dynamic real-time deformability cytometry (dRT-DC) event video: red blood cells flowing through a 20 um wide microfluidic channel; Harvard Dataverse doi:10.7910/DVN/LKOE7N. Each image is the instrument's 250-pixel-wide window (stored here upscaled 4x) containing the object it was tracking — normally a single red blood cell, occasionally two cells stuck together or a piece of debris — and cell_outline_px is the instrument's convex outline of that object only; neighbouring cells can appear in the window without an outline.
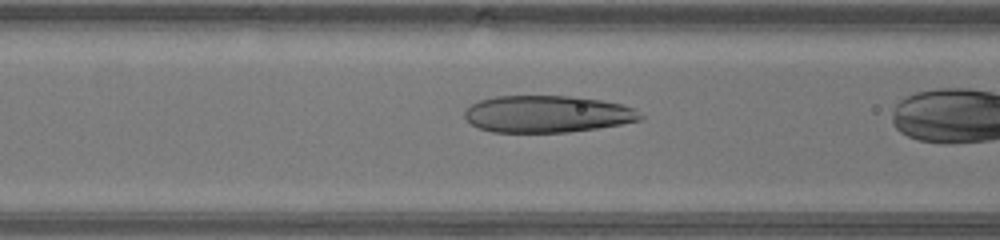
{"species": "human", "species_latin": "Homo sapiens", "temperature_condition": "warm", "stored_images_in_passage": 33, "camera_frame_rate_fps": 3000, "um_per_image_px": 0.085, "donor": {"sex": "male"}, "frame": {"image": 1, "passage_image": 15, "time_ms": 4.667, "image_size_px": [1000, 240], "cell_outline_px": [[644, 116], [640, 120], [620, 124], [596, 128], [568, 132], [492, 132], [480, 128], [472, 124], [464, 116], [464, 112], [472, 104], [480, 100], [496, 96], [568, 96], [600, 100], [620, 104], [632, 108]], "centroid_in_image_um": [46.5, 9.69], "position_along_channel_um": 120.1, "area_um2": 37.45}}